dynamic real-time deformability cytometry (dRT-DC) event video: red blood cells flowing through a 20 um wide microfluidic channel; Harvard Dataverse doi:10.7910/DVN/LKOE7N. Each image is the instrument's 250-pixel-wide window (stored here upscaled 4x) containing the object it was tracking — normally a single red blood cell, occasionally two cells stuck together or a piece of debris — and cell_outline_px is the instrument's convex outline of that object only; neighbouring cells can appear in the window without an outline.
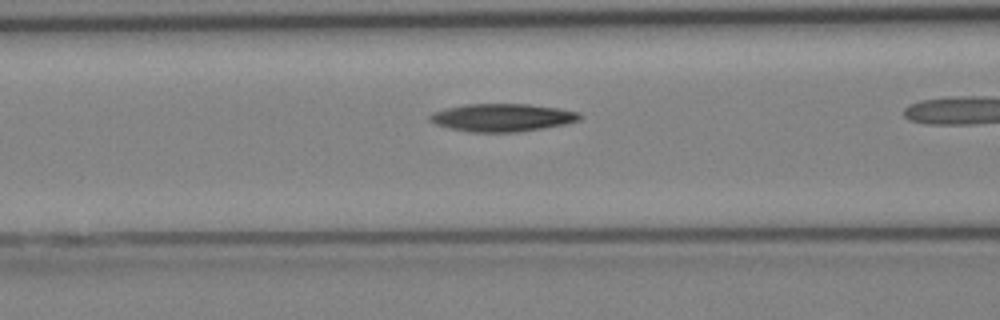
{"species": "Egyptian fruit bat (a non-hibernating species)", "species_latin": "Rousettus aegyptiacus", "temperature_condition": "cold", "stored_images_in_passage": 26, "camera_frame_rate_fps": 3000, "um_per_image_px": 0.085, "animal": {"sex": "female"}, "frame": {"image": 1, "passage_image": 12, "time_ms": 3.667, "image_size_px": [1000, 320], "cell_outline_px": [[584, 116], [580, 120], [564, 124], [544, 128], [516, 132], [468, 132], [448, 128], [436, 124], [428, 120], [428, 116], [432, 112], [464, 104], [528, 104], [560, 108], [580, 112]], "centroid_in_image_um": [42.7, 9.99], "position_along_channel_um": 123.9, "area_um2": 24.51}}
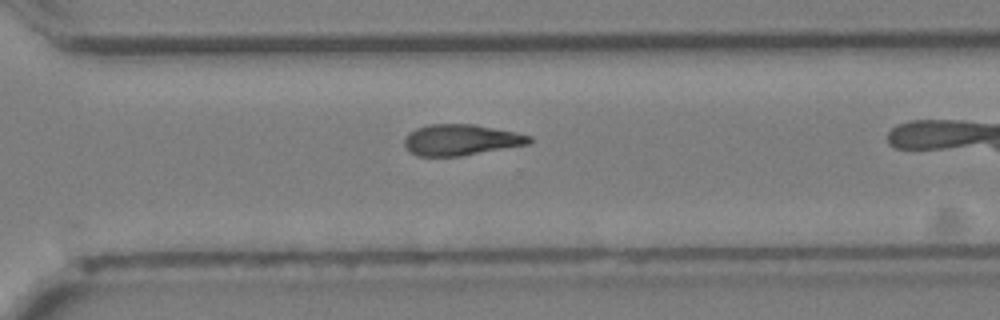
{"frame": {"image": 2, "passage_image": 23, "time_ms": 7.333, "image_size_px": [1000, 320], "cell_outline_px": [[532, 140], [528, 144], [460, 156], [416, 156], [408, 152], [404, 144], [404, 140], [408, 132], [416, 128], [428, 124], [472, 124], [516, 132], [532, 136]], "centroid_in_image_um": [39.13, 11.89], "position_along_channel_um": 331.5, "area_um2": 22.6}}
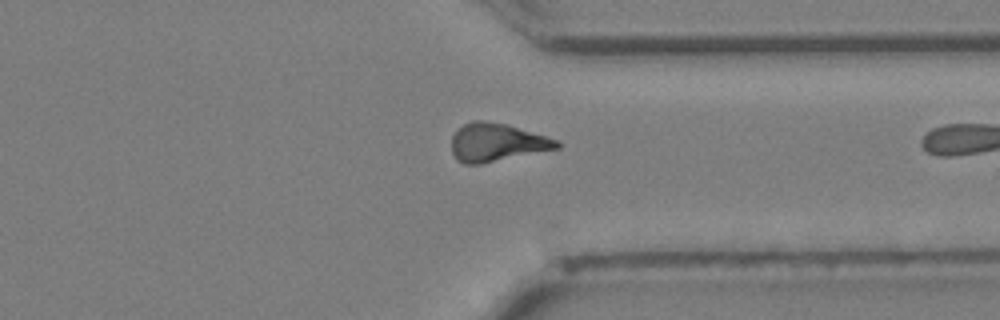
{"frame": {"image": 3, "passage_image": 25, "time_ms": 8.0, "image_size_px": [1000, 320], "cell_outline_px": [[560, 148], [480, 164], [464, 164], [456, 160], [452, 152], [452, 136], [464, 124], [472, 120], [484, 120], [508, 124], [560, 140]], "centroid_in_image_um": [42.24, 12.1], "position_along_channel_um": 369.2, "area_um2": 23.52}}